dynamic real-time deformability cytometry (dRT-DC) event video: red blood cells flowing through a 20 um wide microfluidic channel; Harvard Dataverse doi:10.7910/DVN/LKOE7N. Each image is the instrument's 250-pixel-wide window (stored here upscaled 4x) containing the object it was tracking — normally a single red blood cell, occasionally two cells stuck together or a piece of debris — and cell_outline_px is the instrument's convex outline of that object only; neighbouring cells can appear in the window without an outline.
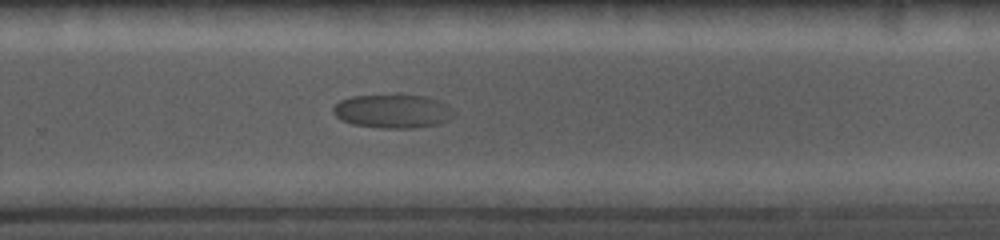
{"species": "common noctule bat (a hibernating species)", "species_latin": "Nyctalus noctula", "temperature_condition": "cold", "stored_images_in_passage": 28, "camera_frame_rate_fps": 5000, "um_per_image_px": 0.085, "animal": {"sex": "female", "body_mass_g": 19.0, "forearm_length_mm": 56.7}, "frame": {"image": 1, "passage_image": 28, "time_ms": 11.8, "image_size_px": [1000, 240], "cell_outline_px": [[456, 112], [452, 116], [436, 124], [416, 128], [380, 128], [352, 124], [340, 120], [332, 112], [332, 108], [340, 100], [352, 96], [424, 96], [436, 100], [444, 104]], "centroid_in_image_um": [33.31, 9.47], "position_along_channel_um": 296.5, "area_um2": 23.24}}